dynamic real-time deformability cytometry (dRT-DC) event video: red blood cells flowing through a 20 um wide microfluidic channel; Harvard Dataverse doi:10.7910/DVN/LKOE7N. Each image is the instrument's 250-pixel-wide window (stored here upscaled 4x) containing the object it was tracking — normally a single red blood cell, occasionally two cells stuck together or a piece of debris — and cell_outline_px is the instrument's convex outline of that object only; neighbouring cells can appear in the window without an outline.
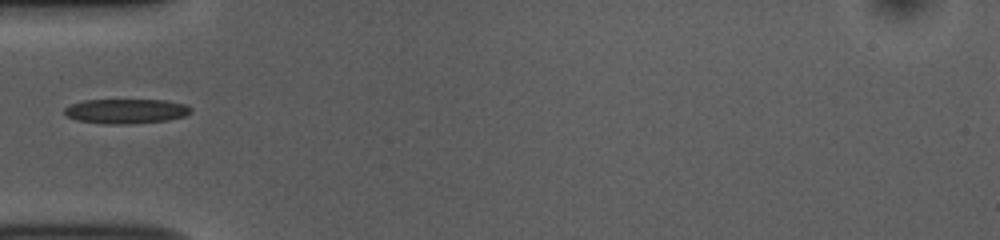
{"species": "common noctule bat (a hibernating species)", "species_latin": "Nyctalus noctula", "temperature_condition": "room temperature", "stored_images_in_passage": 36, "camera_frame_rate_fps": 3000, "um_per_image_px": 0.085, "animal": {"sex": "female", "body_mass_g": 10.0, "forearm_length_mm": 53.1}, "frame": {"image": 1, "passage_image": 1, "time_ms": 0.0, "image_size_px": [1000, 240], "cell_outline_px": [[192, 112], [184, 116], [168, 120], [128, 124], [108, 124], [76, 120], [68, 116], [64, 112], [64, 108], [72, 104], [84, 100], [164, 100], [184, 104], [192, 108]], "centroid_in_image_um": [10.73, 9.45], "position_along_channel_um": 74.3, "area_um2": 18.09}}
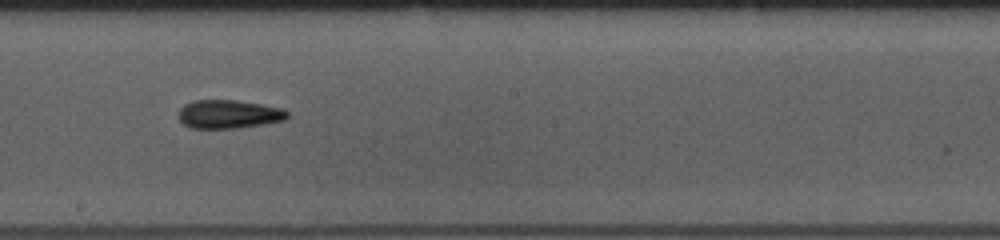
{"frame": {"image": 2, "passage_image": 13, "time_ms": 4.0, "image_size_px": [1000, 240], "cell_outline_px": [[288, 116], [284, 120], [264, 124], [240, 128], [192, 128], [184, 124], [180, 120], [180, 108], [184, 104], [192, 100], [236, 100], [284, 108], [288, 112]], "centroid_in_image_um": [19.46, 9.7], "position_along_channel_um": 228.7, "area_um2": 18.09}}
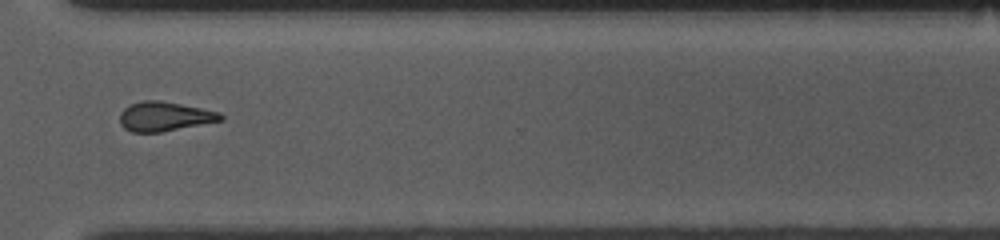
{"frame": {"image": 3, "passage_image": 23, "time_ms": 7.333, "image_size_px": [1000, 240], "cell_outline_px": [[224, 120], [160, 132], [132, 132], [124, 128], [120, 124], [120, 112], [124, 108], [132, 104], [144, 100], [160, 100], [220, 112], [224, 116]], "centroid_in_image_um": [13.99, 9.9], "position_along_channel_um": 356.6, "area_um2": 17.17}}